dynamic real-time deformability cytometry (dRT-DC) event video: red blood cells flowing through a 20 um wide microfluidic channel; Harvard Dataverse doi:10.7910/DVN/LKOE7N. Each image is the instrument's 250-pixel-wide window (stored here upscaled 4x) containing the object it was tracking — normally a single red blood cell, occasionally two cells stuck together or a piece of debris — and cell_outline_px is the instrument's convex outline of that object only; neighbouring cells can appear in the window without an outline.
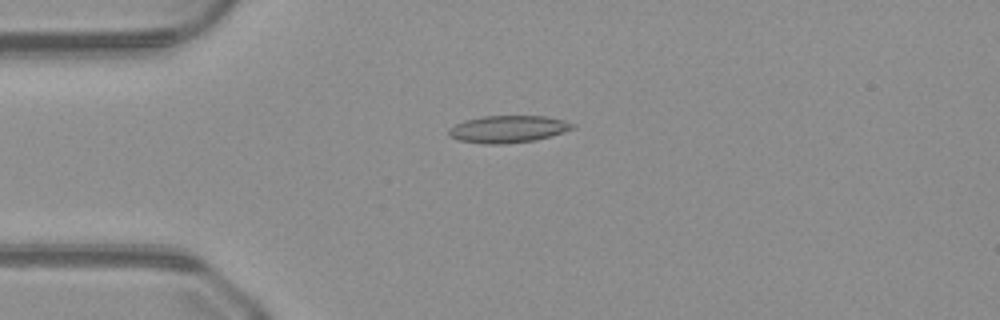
{"species": "common noctule bat (a hibernating species)", "species_latin": "Nyctalus noctula", "temperature_condition": "warm", "stored_images_in_passage": 49, "camera_frame_rate_fps": 3000, "um_per_image_px": 0.085, "animal": {"sex": "male", "body_mass_g": 23.1, "forearm_length_mm": 52.7}, "frame": {"image": 1, "passage_image": 12, "time_ms": 3.667, "image_size_px": [1000, 320], "cell_outline_px": [[576, 128], [536, 140], [504, 144], [484, 144], [460, 140], [448, 136], [448, 128], [464, 120], [484, 116], [548, 116], [564, 120], [576, 124]], "centroid_in_image_um": [43.19, 10.97], "position_along_channel_um": 41.8, "area_um2": 19.71}}
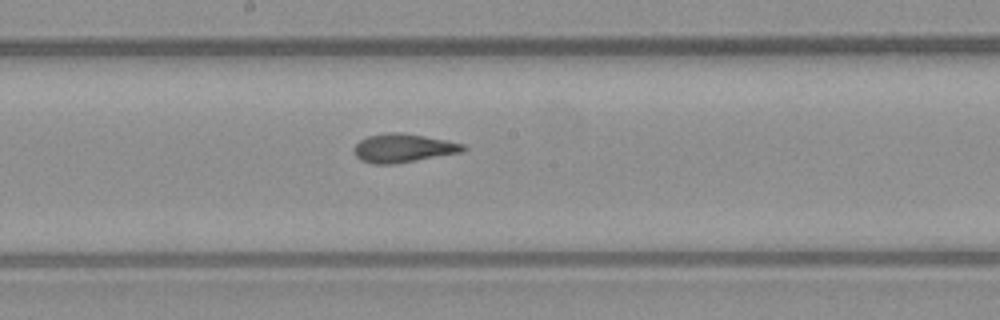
{"frame": {"image": 2, "passage_image": 26, "time_ms": 8.333, "image_size_px": [1000, 320], "cell_outline_px": [[468, 148], [460, 152], [396, 164], [372, 164], [360, 160], [356, 156], [352, 148], [360, 140], [368, 136], [388, 132], [404, 132], [464, 144]], "centroid_in_image_um": [34.22, 12.59], "position_along_channel_um": 214.0, "area_um2": 18.21}}
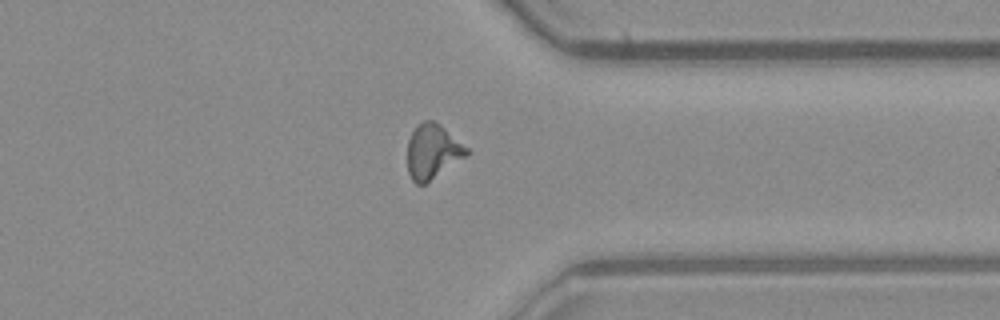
{"frame": {"image": 3, "passage_image": 38, "time_ms": 12.333, "image_size_px": [1000, 320], "cell_outline_px": [[472, 152], [468, 156], [424, 184], [416, 184], [412, 180], [408, 172], [408, 140], [416, 124], [424, 120], [436, 120], [468, 148]], "centroid_in_image_um": [36.79, 12.85], "position_along_channel_um": 374.6, "area_um2": 19.07}}